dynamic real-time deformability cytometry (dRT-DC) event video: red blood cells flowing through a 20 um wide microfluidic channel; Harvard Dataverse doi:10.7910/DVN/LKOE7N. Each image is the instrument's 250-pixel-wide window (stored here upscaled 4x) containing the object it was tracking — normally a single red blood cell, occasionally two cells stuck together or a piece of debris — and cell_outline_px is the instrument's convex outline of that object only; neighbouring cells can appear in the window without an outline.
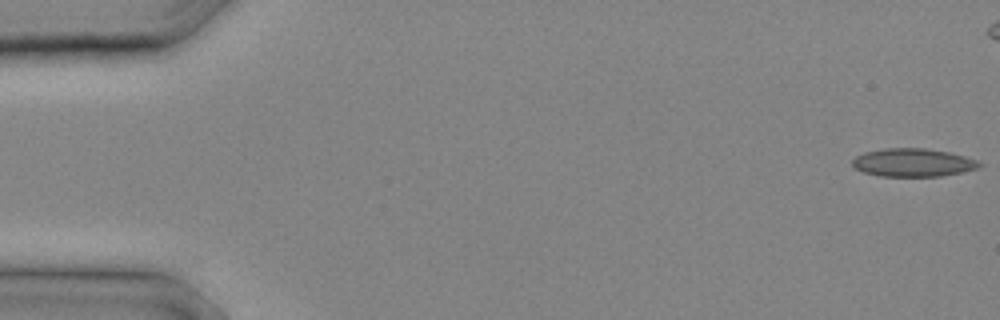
{"species": "common noctule bat (a hibernating species)", "species_latin": "Nyctalus noctula", "temperature_condition": "cold", "stored_images_in_passage": 19, "camera_frame_rate_fps": 3000, "um_per_image_px": 0.085, "animal": {"sex": "male", "body_mass_g": 20.4}, "frame": {"image": 1, "passage_image": 1, "time_ms": 0.0, "image_size_px": [1000, 320], "cell_outline_px": [[984, 164], [980, 168], [964, 172], [940, 176], [880, 176], [864, 172], [856, 168], [852, 164], [852, 160], [856, 156], [864, 152], [884, 148], [924, 148], [948, 152], [964, 156], [976, 160]], "centroid_in_image_um": [77.63, 13.82], "position_along_channel_um": 7.4, "area_um2": 20.87}}
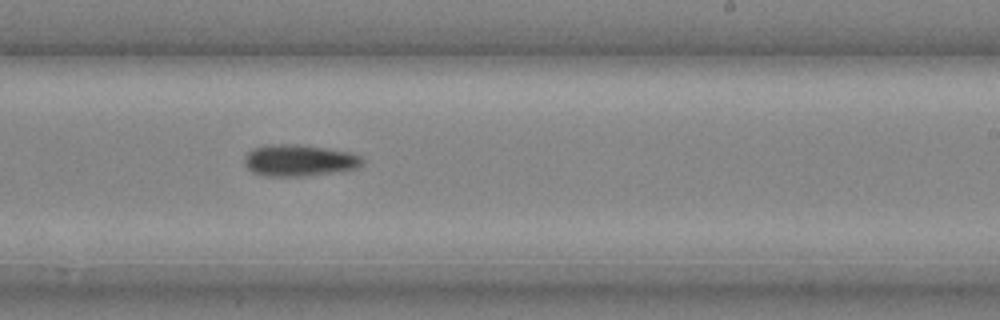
{"frame": {"image": 2, "passage_image": 16, "time_ms": 5.0, "image_size_px": [1000, 320], "cell_outline_px": [[364, 164], [356, 168], [332, 172], [304, 176], [264, 176], [252, 172], [244, 164], [244, 156], [252, 148], [264, 144], [300, 144], [328, 148], [352, 152], [360, 156], [364, 160]], "centroid_in_image_um": [25.41, 13.61], "position_along_channel_um": 263.6, "area_um2": 22.02}}
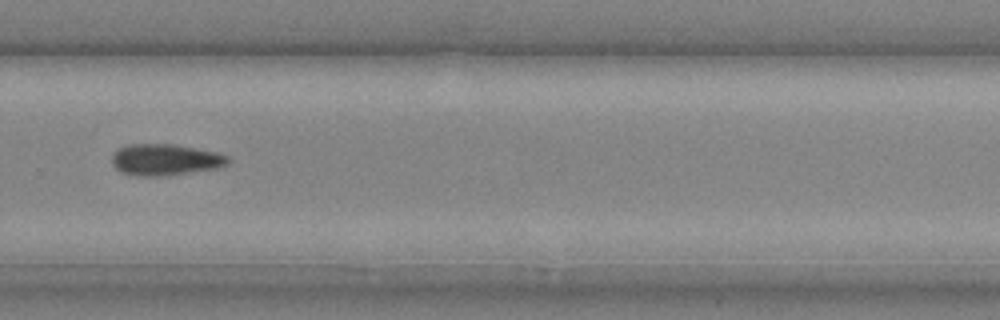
{"frame": {"image": 3, "passage_image": 18, "time_ms": 5.667, "image_size_px": [1000, 320], "cell_outline_px": [[232, 160], [224, 168], [164, 176], [136, 176], [120, 172], [112, 164], [112, 156], [120, 148], [128, 144], [176, 144], [220, 152], [228, 156]], "centroid_in_image_um": [14.14, 13.58], "position_along_channel_um": 315.7, "area_um2": 21.79}}